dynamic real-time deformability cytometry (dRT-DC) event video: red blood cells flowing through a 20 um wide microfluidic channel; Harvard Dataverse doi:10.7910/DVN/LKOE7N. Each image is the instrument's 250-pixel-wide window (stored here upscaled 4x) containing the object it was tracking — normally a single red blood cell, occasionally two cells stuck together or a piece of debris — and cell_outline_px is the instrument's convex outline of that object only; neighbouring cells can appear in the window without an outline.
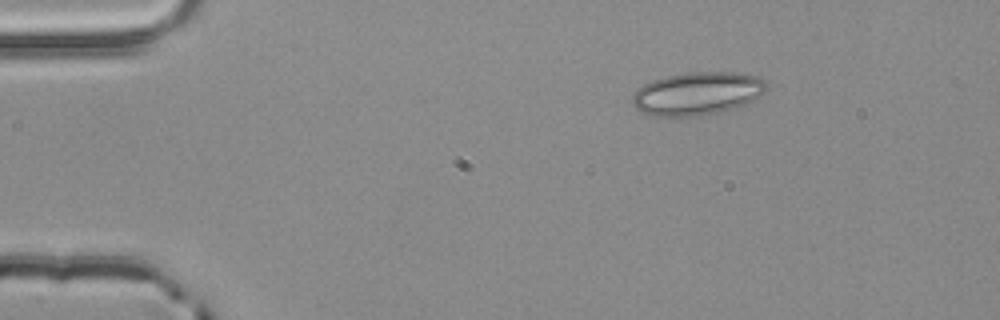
{"species": "common noctule bat (a hibernating species)", "species_latin": "Nyctalus noctula", "temperature_condition": "room temperature", "stored_images_in_passage": 2, "camera_frame_rate_fps": 3000, "um_per_image_px": 0.085, "animal": {"sex": "male", "body_mass_g": 20.4}, "frame": {"image": 1, "passage_image": 1, "time_ms": 0.0, "image_size_px": [1000, 320], "cell_outline_px": [[768, 88], [764, 92], [752, 100], [744, 104], [720, 112], [700, 116], [652, 116], [640, 112], [632, 104], [632, 96], [636, 88], [652, 80], [668, 76], [688, 72], [732, 72], [756, 76], [764, 80], [768, 84]], "centroid_in_image_um": [59.23, 7.95], "position_along_channel_um": 25.8, "area_um2": 33.7}}